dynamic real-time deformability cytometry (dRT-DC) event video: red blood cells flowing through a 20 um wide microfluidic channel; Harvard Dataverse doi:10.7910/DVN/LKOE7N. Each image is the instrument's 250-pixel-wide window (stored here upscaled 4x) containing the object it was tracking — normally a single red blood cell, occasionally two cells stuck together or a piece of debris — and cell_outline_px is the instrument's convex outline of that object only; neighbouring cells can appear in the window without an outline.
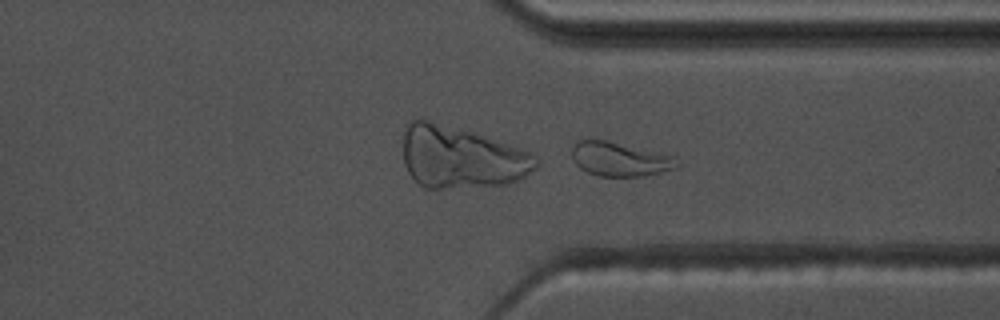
{"species": "common noctule bat (a hibernating species)", "species_latin": "Nyctalus noctula", "temperature_condition": "warm", "stored_images_in_passage": 43, "camera_frame_rate_fps": 3000, "um_per_image_px": 0.085, "animal": {"sex": "male", "body_mass_g": 17.5, "forearm_length_mm": 52.3}, "frame": {"image": 1, "passage_image": 31, "time_ms": 10.0, "image_size_px": [1000, 320], "cell_outline_px": [[680, 164], [672, 168], [660, 172], [644, 176], [600, 176], [588, 172], [580, 168], [576, 164], [572, 156], [572, 148], [580, 140], [592, 136], [672, 156]], "centroid_in_image_um": [52.6, 13.5], "position_along_channel_um": 358.8, "area_um2": 20.81}}